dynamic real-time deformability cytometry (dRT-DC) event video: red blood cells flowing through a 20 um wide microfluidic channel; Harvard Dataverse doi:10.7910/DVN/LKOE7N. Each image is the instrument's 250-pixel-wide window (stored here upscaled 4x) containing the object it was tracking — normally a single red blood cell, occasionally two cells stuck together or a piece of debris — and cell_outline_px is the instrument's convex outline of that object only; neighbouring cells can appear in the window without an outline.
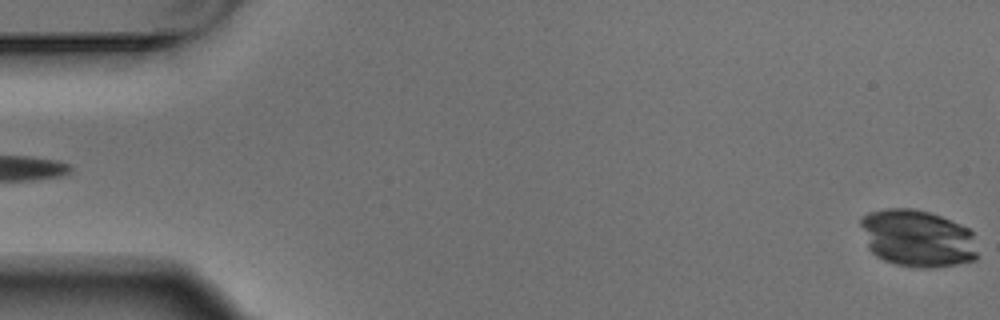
{"species": "Egyptian fruit bat (a non-hibernating species)", "species_latin": "Rousettus aegyptiacus", "temperature_condition": "warm", "stored_images_in_passage": 4, "segment_of_instrument_passage": [2, 2], "camera_frame_rate_fps": 3000, "um_per_image_px": 0.085, "animal": {"sex": "male"}, "frame": {"image": 1, "passage_image": 4, "time_ms": 1.0, "image_size_px": [1000, 320], "cell_outline_px": [[976, 260], [956, 264], [928, 268], [924, 268], [896, 264], [884, 260], [876, 256], [868, 248], [860, 224], [860, 220], [868, 212], [884, 208], [912, 208], [928, 212], [940, 216], [960, 224], [968, 228], [972, 232], [976, 252]], "centroid_in_image_um": [77.95, 20.25], "position_along_channel_um": 7.0, "area_um2": 38.9}}